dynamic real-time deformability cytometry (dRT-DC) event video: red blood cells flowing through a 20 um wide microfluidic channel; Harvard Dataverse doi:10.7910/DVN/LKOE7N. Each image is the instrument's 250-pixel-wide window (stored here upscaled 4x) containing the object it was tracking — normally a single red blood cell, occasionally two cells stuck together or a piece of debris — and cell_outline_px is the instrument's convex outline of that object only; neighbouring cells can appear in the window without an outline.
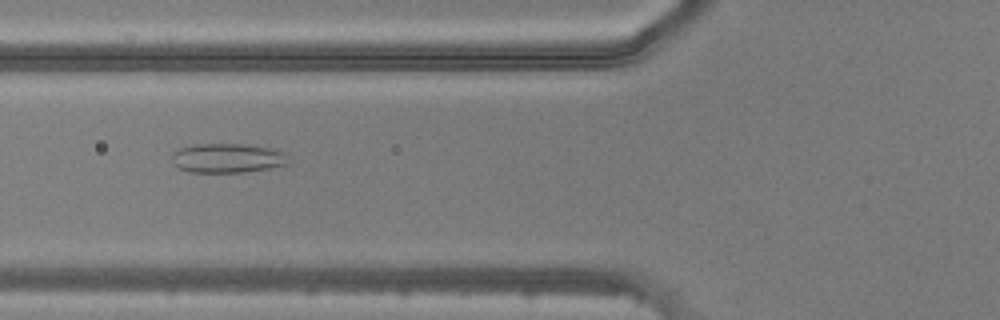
{"species": "common noctule bat (a hibernating species)", "species_latin": "Nyctalus noctula", "temperature_condition": "warm", "stored_images_in_passage": 37, "camera_frame_rate_fps": 3000, "um_per_image_px": 0.085, "animal": {"sex": "male", "body_mass_g": 20.5, "forearm_length_mm": 52.5}, "frame": {"image": 1, "passage_image": 12, "time_ms": 3.667, "image_size_px": [1000, 320], "cell_outline_px": [[292, 164], [244, 172], [188, 172], [176, 168], [172, 164], [172, 156], [180, 148], [192, 144], [240, 144], [268, 148], [284, 152], [288, 156]], "centroid_in_image_um": [19.33, 13.45], "position_along_channel_um": 106.5, "area_um2": 20.06}}
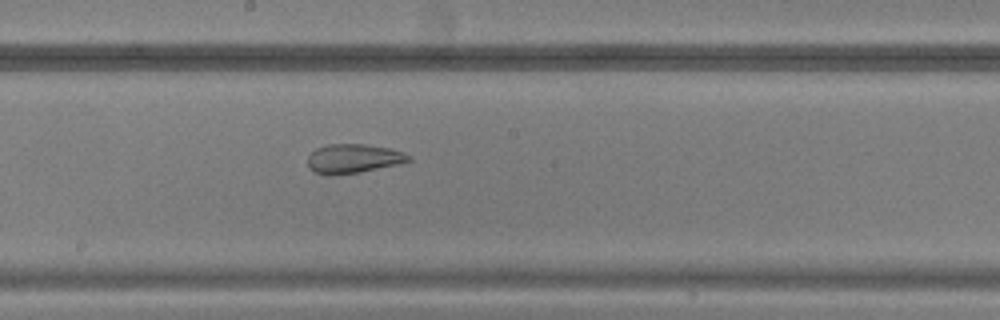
{"frame": {"image": 2, "passage_image": 20, "time_ms": 6.333, "image_size_px": [1000, 320], "cell_outline_px": [[412, 160], [400, 164], [360, 172], [332, 176], [328, 176], [316, 172], [308, 168], [308, 156], [316, 148], [328, 144], [364, 144], [392, 148], [404, 152], [412, 156]], "centroid_in_image_um": [30.06, 13.48], "position_along_channel_um": 218.1, "area_um2": 17.46}}
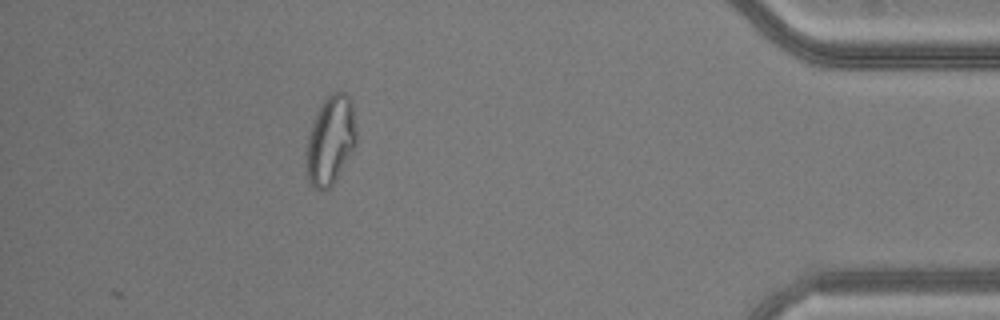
{"frame": {"image": 3, "passage_image": 37, "time_ms": 12.0, "image_size_px": [1000, 320], "cell_outline_px": [[356, 144], [336, 180], [328, 188], [320, 192], [308, 180], [308, 136], [312, 120], [320, 104], [332, 92], [340, 88], [348, 96], [352, 104], [356, 132]], "centroid_in_image_um": [28.11, 11.87], "position_along_channel_um": 407.1, "area_um2": 25.66}}